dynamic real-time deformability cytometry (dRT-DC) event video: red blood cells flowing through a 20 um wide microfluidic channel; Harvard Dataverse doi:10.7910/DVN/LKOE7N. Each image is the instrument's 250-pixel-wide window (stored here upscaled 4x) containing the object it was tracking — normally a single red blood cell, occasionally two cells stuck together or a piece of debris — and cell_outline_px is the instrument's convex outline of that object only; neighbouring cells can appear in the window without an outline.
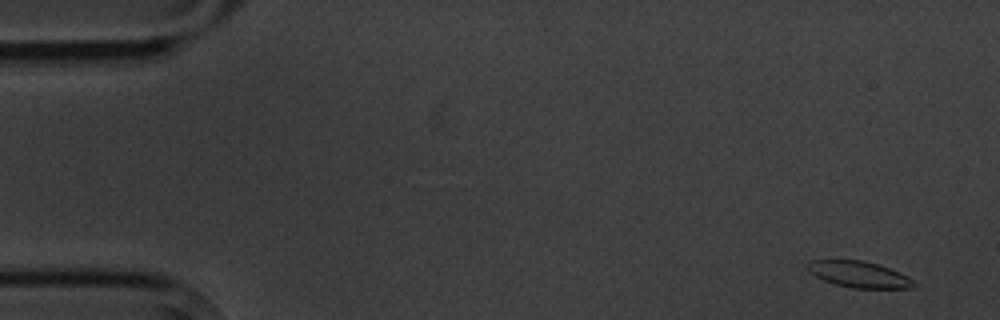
{"species": "common noctule bat (a hibernating species)", "species_latin": "Nyctalus noctula", "temperature_condition": "cold", "stored_images_in_passage": 7, "camera_frame_rate_fps": 3000, "um_per_image_px": 0.085, "animal": {"sex": "male", "body_mass_g": 20.1, "forearm_length_mm": 53.5}, "frame": {"image": 1, "passage_image": 1, "time_ms": 0.0, "image_size_px": [1000, 320], "cell_outline_px": [[920, 284], [912, 288], [852, 288], [836, 284], [824, 280], [808, 272], [808, 264], [812, 260], [864, 260], [888, 268], [908, 276]], "centroid_in_image_um": [73.07, 23.33], "position_along_channel_um": 11.9, "area_um2": 16.18}}
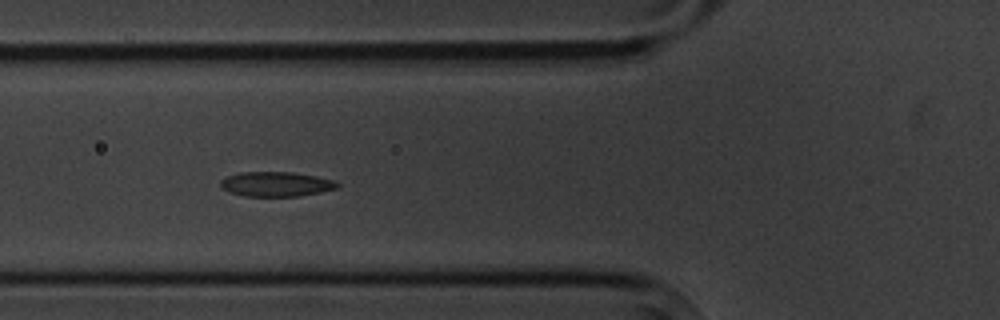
{"frame": {"image": 2, "passage_image": 6, "time_ms": 6.0, "image_size_px": [1000, 320], "cell_outline_px": [[340, 188], [300, 196], [244, 196], [228, 192], [220, 188], [220, 180], [228, 176], [240, 172], [292, 172], [316, 176], [336, 180], [340, 184]], "centroid_in_image_um": [23.49, 15.65], "position_along_channel_um": 102.3, "area_um2": 17.05}}
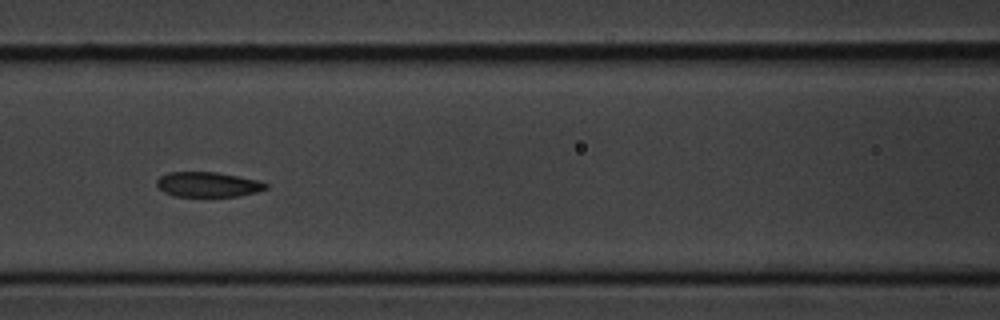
{"frame": {"image": 3, "passage_image": 7, "time_ms": 7.333, "image_size_px": [1000, 320], "cell_outline_px": [[268, 188], [256, 192], [236, 196], [176, 196], [164, 192], [156, 184], [156, 180], [160, 176], [168, 172], [216, 172], [256, 180], [268, 184]], "centroid_in_image_um": [17.64, 15.68], "position_along_channel_um": 149.0, "area_um2": 15.66}}